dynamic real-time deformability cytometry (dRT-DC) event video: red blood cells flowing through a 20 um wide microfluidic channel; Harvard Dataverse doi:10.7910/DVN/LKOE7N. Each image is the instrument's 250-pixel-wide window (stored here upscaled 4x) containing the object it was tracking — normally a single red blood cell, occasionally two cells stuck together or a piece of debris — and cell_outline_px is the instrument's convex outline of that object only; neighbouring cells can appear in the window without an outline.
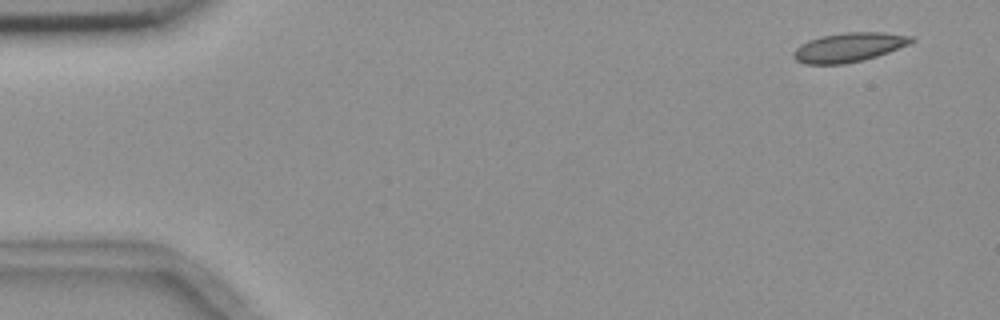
{"species": "common noctule bat (a hibernating species)", "species_latin": "Nyctalus noctula", "temperature_condition": "room temperature", "stored_images_in_passage": 4, "camera_frame_rate_fps": 3000, "um_per_image_px": 0.085, "animal": {"sex": "female", "body_mass_g": 18.4}, "frame": {"image": 1, "passage_image": 1, "time_ms": 0.0, "image_size_px": [1000, 320], "cell_outline_px": [[916, 40], [908, 44], [888, 52], [864, 60], [844, 64], [804, 64], [796, 60], [792, 56], [792, 52], [800, 44], [808, 40], [820, 36], [844, 32], [884, 32], [912, 36]], "centroid_in_image_um": [72.12, 4.02], "position_along_channel_um": 12.9, "area_um2": 20.17}}
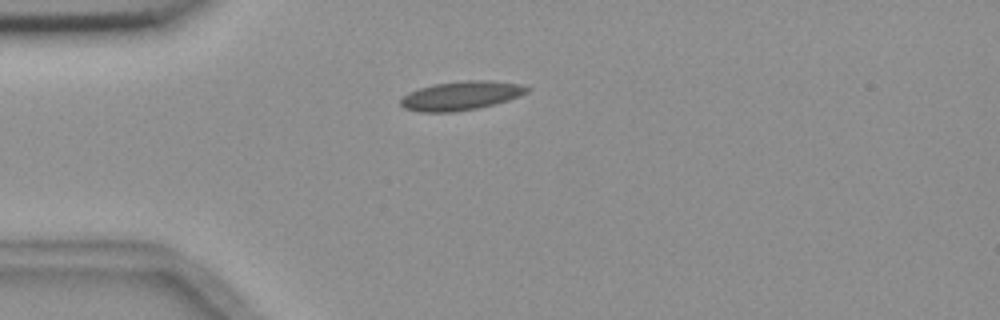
{"frame": {"image": 2, "passage_image": 4, "time_ms": 3.667, "image_size_px": [1000, 320], "cell_outline_px": [[532, 88], [528, 92], [508, 100], [476, 108], [452, 112], [420, 112], [404, 108], [400, 104], [400, 100], [408, 92], [432, 84], [464, 80], [488, 80], [520, 84]], "centroid_in_image_um": [39.17, 8.12], "position_along_channel_um": 45.8, "area_um2": 21.21}}